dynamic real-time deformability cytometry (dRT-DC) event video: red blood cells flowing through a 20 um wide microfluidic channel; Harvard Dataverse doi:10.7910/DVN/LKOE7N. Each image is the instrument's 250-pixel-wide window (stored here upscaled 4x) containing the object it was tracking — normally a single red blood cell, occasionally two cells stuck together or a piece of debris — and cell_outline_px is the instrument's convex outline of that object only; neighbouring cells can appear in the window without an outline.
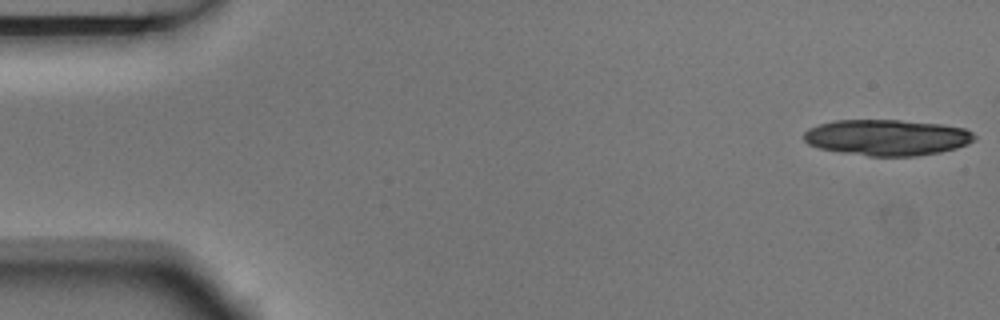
{"species": "Egyptian fruit bat (a non-hibernating species)", "species_latin": "Rousettus aegyptiacus", "temperature_condition": "room temperature", "stored_images_in_passage": 5, "camera_frame_rate_fps": 3000, "um_per_image_px": 0.085, "animal": {"sex": "male"}, "frame": {"image": 1, "passage_image": 1, "time_ms": 0.0, "image_size_px": [1000, 320], "cell_outline_px": [[976, 140], [968, 144], [956, 148], [940, 152], [916, 156], [868, 156], [840, 152], [820, 148], [808, 144], [804, 140], [804, 132], [808, 128], [820, 124], [836, 120], [900, 120], [940, 124], [964, 128], [972, 132], [976, 136]], "centroid_in_image_um": [75.41, 11.68], "position_along_channel_um": 9.6, "area_um2": 35.84}}